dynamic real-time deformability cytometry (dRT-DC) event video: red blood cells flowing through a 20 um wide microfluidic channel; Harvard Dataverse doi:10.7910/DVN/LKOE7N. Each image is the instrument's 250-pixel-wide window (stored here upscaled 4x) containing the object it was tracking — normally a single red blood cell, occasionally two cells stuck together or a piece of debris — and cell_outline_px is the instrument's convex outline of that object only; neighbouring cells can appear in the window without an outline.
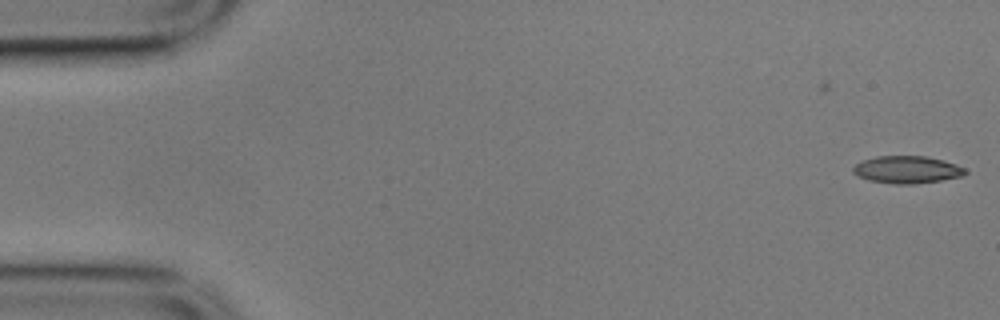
{"species": "common noctule bat (a hibernating species)", "species_latin": "Nyctalus noctula", "temperature_condition": "cold", "stored_images_in_passage": 5, "camera_frame_rate_fps": 3000, "um_per_image_px": 0.085, "animal": {"sex": "male", "body_mass_g": 17.9}, "frame": {"image": 1, "passage_image": 5, "time_ms": 1.333, "image_size_px": [1000, 320], "cell_outline_px": [[968, 172], [960, 176], [940, 180], [916, 184], [896, 184], [868, 180], [852, 172], [852, 168], [856, 164], [864, 160], [876, 156], [928, 156], [944, 160], [956, 164], [964, 168]], "centroid_in_image_um": [77.1, 14.41], "position_along_channel_um": 7.9, "area_um2": 17.8}}